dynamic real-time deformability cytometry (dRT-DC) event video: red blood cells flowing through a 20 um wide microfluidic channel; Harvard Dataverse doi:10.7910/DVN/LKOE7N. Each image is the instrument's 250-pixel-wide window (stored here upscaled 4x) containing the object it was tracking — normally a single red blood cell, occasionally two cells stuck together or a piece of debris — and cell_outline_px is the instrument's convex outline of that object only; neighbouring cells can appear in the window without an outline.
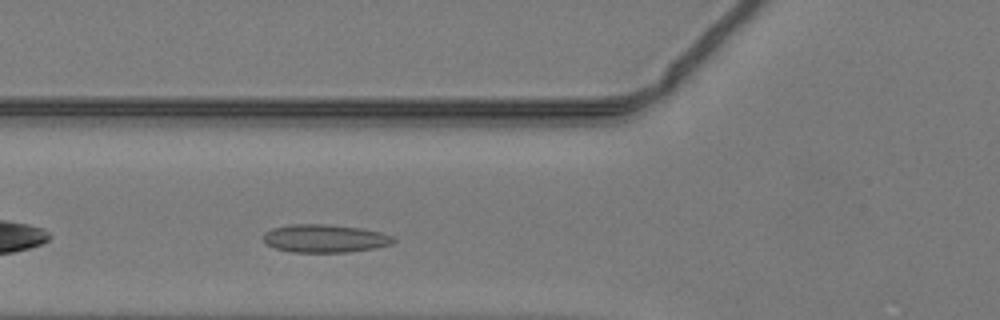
{"species": "common noctule bat (a hibernating species)", "species_latin": "Nyctalus noctula", "temperature_condition": "warm", "stored_images_in_passage": 36, "camera_frame_rate_fps": 3000, "um_per_image_px": 0.085, "animal": {"sex": "male", "body_mass_g": 19.2, "forearm_length_mm": 51.8}, "frame": {"image": 1, "passage_image": 6, "time_ms": 1.667, "image_size_px": [1000, 320], "cell_outline_px": [[396, 240], [392, 244], [376, 248], [348, 252], [292, 252], [276, 248], [268, 244], [264, 240], [264, 232], [272, 228], [292, 224], [328, 224], [364, 228], [380, 232], [392, 236]], "centroid_in_image_um": [27.65, 20.26], "position_along_channel_um": 98.2, "area_um2": 21.33}}
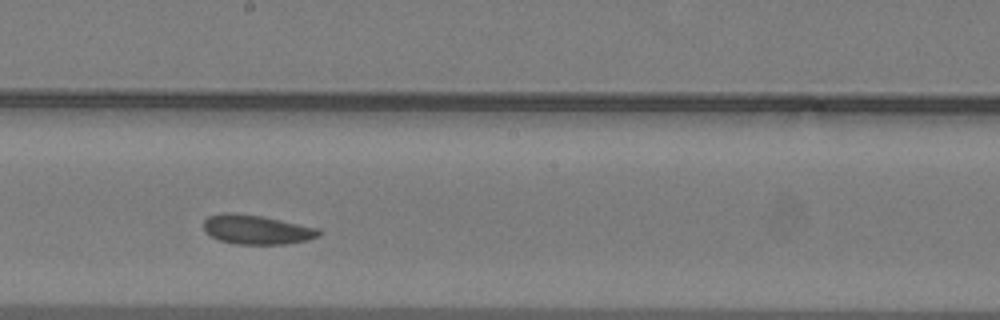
{"frame": {"image": 2, "passage_image": 15, "time_ms": 4.667, "image_size_px": [1000, 320], "cell_outline_px": [[324, 232], [320, 236], [308, 240], [288, 244], [236, 244], [220, 240], [204, 232], [204, 220], [208, 216], [220, 212], [236, 212], [260, 216], [280, 220], [316, 228]], "centroid_in_image_um": [21.8, 19.51], "position_along_channel_um": 226.4, "area_um2": 19.77}}
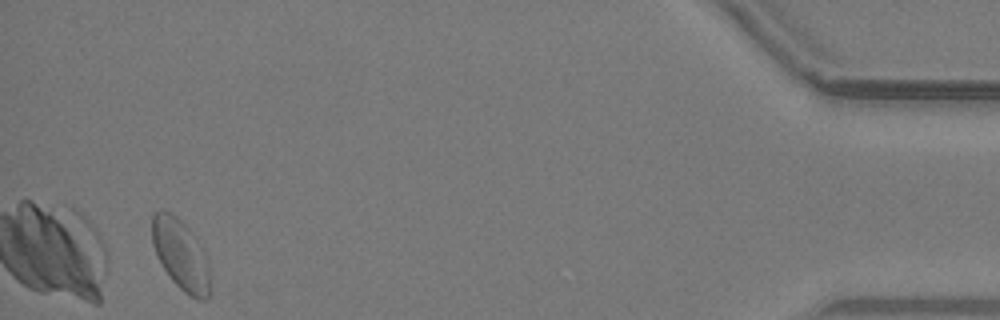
{"frame": {"image": 3, "passage_image": 34, "time_ms": 11.0, "image_size_px": [1000, 320], "cell_outline_px": [[208, 300], [200, 300], [184, 292], [172, 280], [156, 256], [152, 244], [152, 212], [160, 208], [172, 212], [188, 228], [204, 252], [208, 260]], "centroid_in_image_um": [15.31, 21.59], "position_along_channel_um": 419.9, "area_um2": 23.64}}